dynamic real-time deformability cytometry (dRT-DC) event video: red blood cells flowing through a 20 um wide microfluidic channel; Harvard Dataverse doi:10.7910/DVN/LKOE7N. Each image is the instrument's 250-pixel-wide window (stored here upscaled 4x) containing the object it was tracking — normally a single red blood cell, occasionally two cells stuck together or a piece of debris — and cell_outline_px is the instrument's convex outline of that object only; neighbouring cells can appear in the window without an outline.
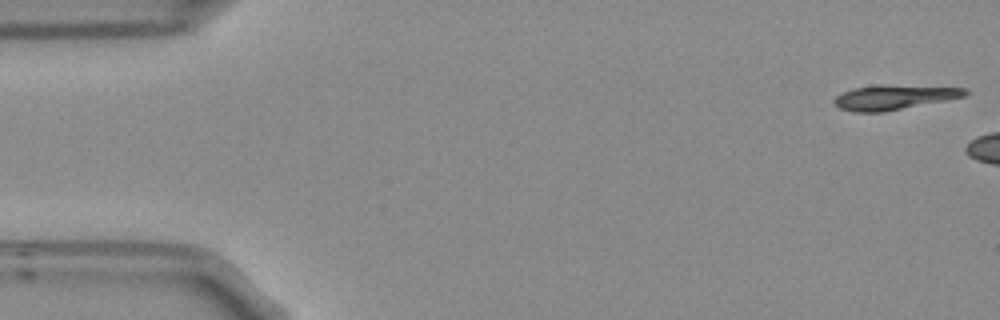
{"species": "Egyptian fruit bat (a non-hibernating species)", "species_latin": "Rousettus aegyptiacus", "temperature_condition": "room temperature", "stored_images_in_passage": 6, "camera_frame_rate_fps": 3000, "um_per_image_px": 0.085, "frame": {"image": 1, "passage_image": 1, "time_ms": 0.0, "image_size_px": [1000, 320], "cell_outline_px": [[968, 92], [964, 96], [884, 112], [856, 112], [840, 108], [832, 100], [836, 96], [844, 92], [856, 88], [880, 84], [964, 88]], "centroid_in_image_um": [75.95, 8.26], "position_along_channel_um": 9.0, "area_um2": 18.44}}